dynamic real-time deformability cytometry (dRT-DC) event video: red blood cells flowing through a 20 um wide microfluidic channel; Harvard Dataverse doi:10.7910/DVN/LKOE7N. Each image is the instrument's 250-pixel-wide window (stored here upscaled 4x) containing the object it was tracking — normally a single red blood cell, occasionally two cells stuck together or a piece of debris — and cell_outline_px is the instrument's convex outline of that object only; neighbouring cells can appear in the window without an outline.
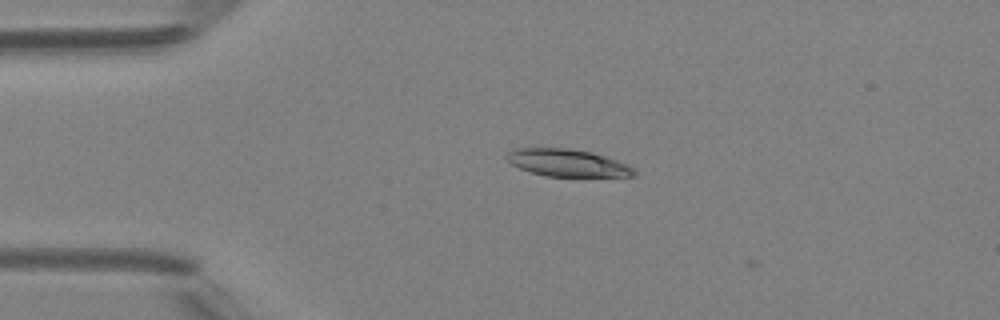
{"species": "Egyptian fruit bat (a non-hibernating species)", "species_latin": "Rousettus aegyptiacus", "temperature_condition": "room temperature", "stored_images_in_passage": 3, "camera_frame_rate_fps": 3000, "um_per_image_px": 0.085, "animal": {"sex": "female"}, "frame": {"image": 1, "passage_image": 1, "time_ms": 0.0, "image_size_px": [1000, 320], "cell_outline_px": [[636, 176], [544, 176], [520, 168], [512, 164], [508, 160], [508, 152], [516, 148], [568, 148], [592, 152], [628, 164], [636, 172]], "centroid_in_image_um": [48.25, 13.84], "position_along_channel_um": 36.7, "area_um2": 20.0}}